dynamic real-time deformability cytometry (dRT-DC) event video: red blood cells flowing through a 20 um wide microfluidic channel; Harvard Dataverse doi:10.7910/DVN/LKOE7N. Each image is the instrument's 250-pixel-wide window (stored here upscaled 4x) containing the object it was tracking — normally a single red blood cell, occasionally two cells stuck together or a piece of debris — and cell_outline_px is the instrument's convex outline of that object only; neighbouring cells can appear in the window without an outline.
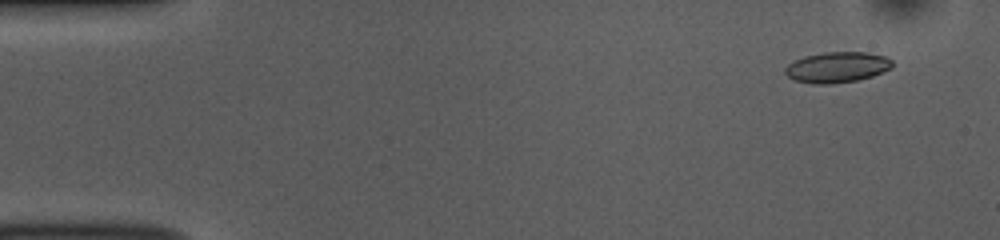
{"species": "common noctule bat (a hibernating species)", "species_latin": "Nyctalus noctula", "temperature_condition": "room temperature", "stored_images_in_passage": 53, "camera_frame_rate_fps": 3000, "um_per_image_px": 0.085, "animal": {"sex": "female", "body_mass_g": 10.0, "forearm_length_mm": 53.1}, "frame": {"image": 1, "passage_image": 4, "time_ms": 1.0, "image_size_px": [1000, 240], "cell_outline_px": [[892, 68], [872, 76], [856, 80], [828, 84], [812, 84], [796, 80], [788, 76], [784, 72], [784, 68], [788, 64], [804, 56], [824, 52], [868, 52], [884, 56], [892, 60]], "centroid_in_image_um": [71.15, 5.71], "position_along_channel_um": 13.9, "area_um2": 19.07}}
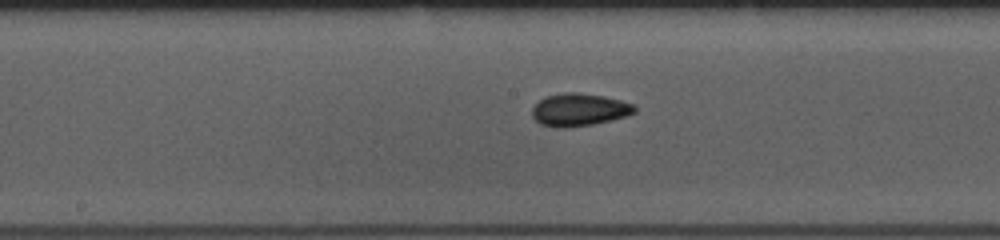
{"frame": {"image": 2, "passage_image": 27, "time_ms": 8.667, "image_size_px": [1000, 240], "cell_outline_px": [[636, 112], [628, 116], [592, 124], [568, 128], [560, 128], [540, 124], [532, 116], [532, 108], [540, 100], [548, 96], [564, 92], [580, 92], [604, 96], [636, 104]], "centroid_in_image_um": [49.26, 9.32], "position_along_channel_um": 198.9, "area_um2": 19.59}}
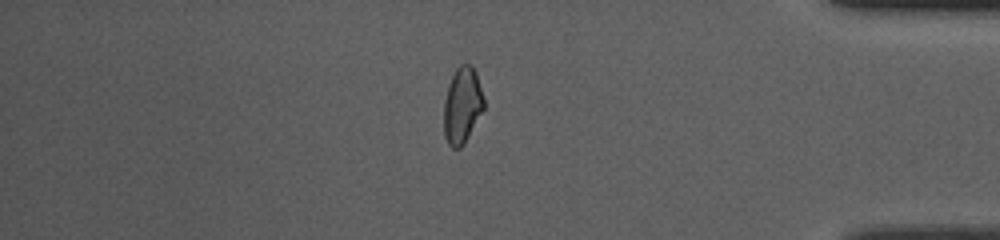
{"frame": {"image": 3, "passage_image": 45, "time_ms": 14.667, "image_size_px": [1000, 240], "cell_outline_px": [[484, 108], [464, 144], [460, 148], [452, 148], [448, 144], [444, 136], [444, 100], [448, 84], [456, 68], [460, 64], [472, 64], [476, 72], [484, 96]], "centroid_in_image_um": [39.29, 8.94], "position_along_channel_um": 395.9, "area_um2": 17.92}, "authors_computed_cell_mechanics": {"area_um2": 18.6116, "velocity_mm_per_s": 3.7943, "shape_relaxation_time_tau1_ms": null, "shape_relaxation_time_tau2_ms": 2.4296, "deformation_change_tau1": null, "deformation_change_tau2": 0.0775}}